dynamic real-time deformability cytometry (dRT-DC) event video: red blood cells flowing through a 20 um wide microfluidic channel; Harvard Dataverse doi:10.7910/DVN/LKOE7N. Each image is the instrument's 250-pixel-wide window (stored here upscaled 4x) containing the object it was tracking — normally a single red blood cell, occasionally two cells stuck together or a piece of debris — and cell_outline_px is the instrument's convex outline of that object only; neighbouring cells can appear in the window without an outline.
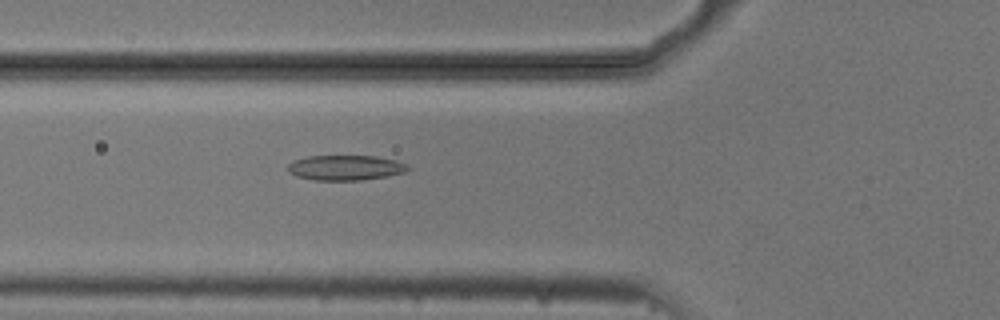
{"species": "common noctule bat (a hibernating species)", "species_latin": "Nyctalus noctula", "temperature_condition": "cold", "stored_images_in_passage": 54, "camera_frame_rate_fps": 3000, "um_per_image_px": 0.085, "animal": {"sex": "male", "body_mass_g": 20.5, "forearm_length_mm": 52.5}, "frame": {"image": 1, "passage_image": 20, "time_ms": 6.333, "image_size_px": [1000, 320], "cell_outline_px": [[412, 168], [404, 172], [388, 176], [360, 180], [312, 180], [296, 176], [288, 172], [288, 164], [292, 160], [308, 156], [376, 156], [396, 160], [408, 164]], "centroid_in_image_um": [29.37, 14.25], "position_along_channel_um": 96.4, "area_um2": 17.74}}
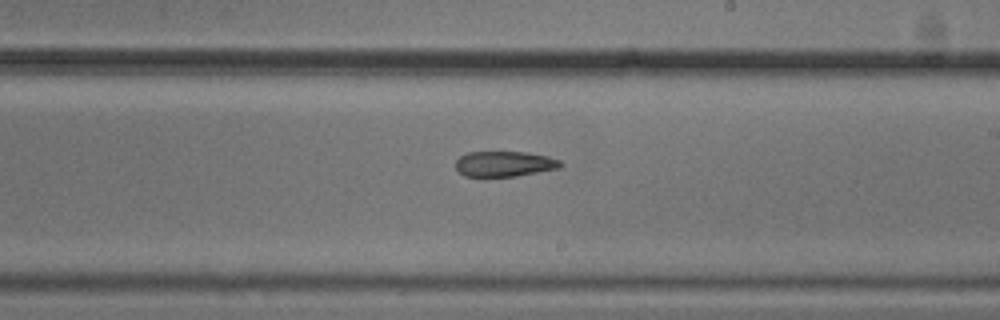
{"frame": {"image": 2, "passage_image": 32, "time_ms": 10.333, "image_size_px": [1000, 320], "cell_outline_px": [[564, 164], [560, 168], [516, 176], [464, 176], [456, 168], [456, 160], [460, 156], [468, 152], [528, 152], [548, 156], [560, 160]], "centroid_in_image_um": [42.91, 13.92], "position_along_channel_um": 246.1, "area_um2": 15.55}}
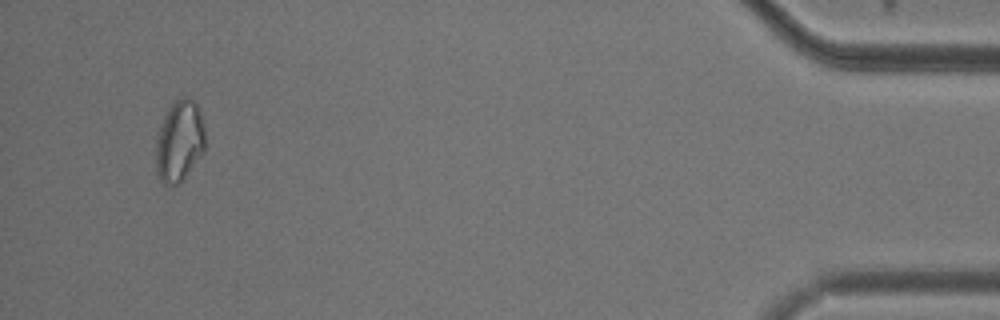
{"frame": {"image": 3, "passage_image": 52, "time_ms": 17.0, "image_size_px": [1000, 320], "cell_outline_px": [[204, 152], [184, 176], [176, 184], [164, 184], [160, 180], [156, 172], [156, 144], [160, 128], [164, 116], [172, 100], [180, 96], [188, 96], [196, 104], [204, 128]], "centroid_in_image_um": [15.23, 11.95], "position_along_channel_um": 420.0, "area_um2": 23.0}, "authors_computed_cell_mechanics": {"area_um2": 18.2359, "velocity_mm_per_s": 3.7259, "shape_relaxation_time_tau1_ms": 4.6687, "shape_relaxation_time_tau2_ms": null, "deformation_change_tau1": 0.0996, "deformation_change_tau2": null}}